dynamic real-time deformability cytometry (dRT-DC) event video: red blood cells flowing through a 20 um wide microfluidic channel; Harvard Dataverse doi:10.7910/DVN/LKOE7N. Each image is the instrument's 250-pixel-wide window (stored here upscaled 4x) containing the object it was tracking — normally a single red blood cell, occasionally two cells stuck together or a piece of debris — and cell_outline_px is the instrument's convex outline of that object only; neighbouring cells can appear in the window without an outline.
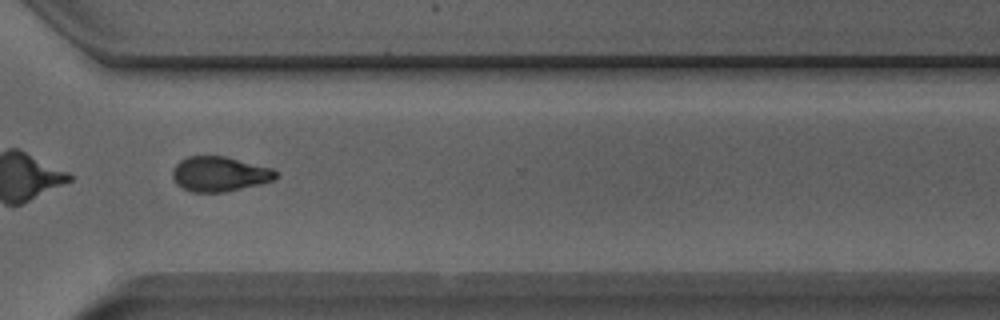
{"species": "Egyptian fruit bat (a non-hibernating species)", "species_latin": "Rousettus aegyptiacus", "temperature_condition": "room temperature", "stored_images_in_passage": 52, "camera_frame_rate_fps": 3000, "um_per_image_px": 0.085, "animal": {"sex": "male"}, "frame": {"image": 1, "passage_image": 37, "time_ms": 12.0, "image_size_px": [1000, 320], "cell_outline_px": [[280, 172], [272, 180], [260, 184], [224, 192], [192, 192], [176, 184], [172, 176], [172, 168], [180, 160], [188, 156], [224, 156], [272, 168]], "centroid_in_image_um": [18.64, 14.79], "position_along_channel_um": 352.0, "area_um2": 20.98}, "authors_computed_cell_mechanics": {"area_um2": 21.7328, "velocity_mm_per_s": 4.0012, "shape_relaxation_time_tau1_ms": 4.35, "shape_relaxation_time_tau2_ms": 7.3425, "deformation_change_tau1": 0.1605, "deformation_change_tau2": 0.1217}}